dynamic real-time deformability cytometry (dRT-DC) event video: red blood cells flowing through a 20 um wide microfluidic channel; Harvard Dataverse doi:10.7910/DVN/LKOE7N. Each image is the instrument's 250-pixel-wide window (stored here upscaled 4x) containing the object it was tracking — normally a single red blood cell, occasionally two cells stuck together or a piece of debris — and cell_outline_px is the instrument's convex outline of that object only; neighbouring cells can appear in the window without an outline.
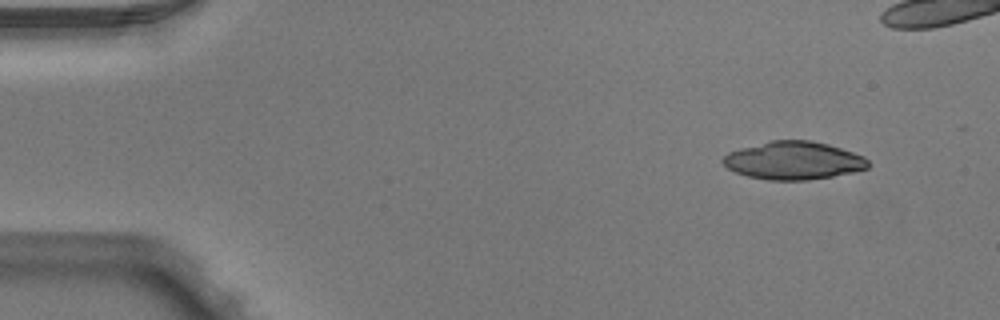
{"species": "Egyptian fruit bat (a non-hibernating species)", "species_latin": "Rousettus aegyptiacus", "temperature_condition": "warm", "stored_images_in_passage": 4, "camera_frame_rate_fps": 3000, "um_per_image_px": 0.085, "animal": {"sex": "male"}, "frame": {"image": 1, "passage_image": 1, "time_ms": 0.0, "image_size_px": [1000, 320], "cell_outline_px": [[868, 168], [852, 172], [832, 176], [808, 180], [768, 180], [748, 176], [736, 172], [728, 168], [720, 160], [728, 152], [740, 148], [772, 140], [812, 140], [828, 144], [864, 156], [868, 160]], "centroid_in_image_um": [67.43, 13.64], "position_along_channel_um": 17.6, "area_um2": 32.02}}